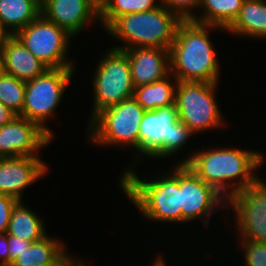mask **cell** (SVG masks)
Returning <instances> with one entry per match:
<instances>
[{
	"instance_id": "6da1fadb",
	"label": "cell",
	"mask_w": 266,
	"mask_h": 266,
	"mask_svg": "<svg viewBox=\"0 0 266 266\" xmlns=\"http://www.w3.org/2000/svg\"><path fill=\"white\" fill-rule=\"evenodd\" d=\"M188 156L178 161L179 164L188 166L227 200L259 177L256 168H260L266 159L259 151L235 147H207Z\"/></svg>"
},
{
	"instance_id": "7a4b0ae2",
	"label": "cell",
	"mask_w": 266,
	"mask_h": 266,
	"mask_svg": "<svg viewBox=\"0 0 266 266\" xmlns=\"http://www.w3.org/2000/svg\"><path fill=\"white\" fill-rule=\"evenodd\" d=\"M225 29L182 20L169 50L170 73L177 81L218 83L220 64L209 36L212 30Z\"/></svg>"
},
{
	"instance_id": "3957f363",
	"label": "cell",
	"mask_w": 266,
	"mask_h": 266,
	"mask_svg": "<svg viewBox=\"0 0 266 266\" xmlns=\"http://www.w3.org/2000/svg\"><path fill=\"white\" fill-rule=\"evenodd\" d=\"M129 166L119 178V188L139 210V214L153 222L181 224L180 164L177 162L171 167L170 174L163 173L159 178L150 180L137 175L135 164Z\"/></svg>"
},
{
	"instance_id": "277c9868",
	"label": "cell",
	"mask_w": 266,
	"mask_h": 266,
	"mask_svg": "<svg viewBox=\"0 0 266 266\" xmlns=\"http://www.w3.org/2000/svg\"><path fill=\"white\" fill-rule=\"evenodd\" d=\"M181 21L161 3L149 11L120 16L106 29V33L124 43L121 46H113L115 49L156 47L170 50Z\"/></svg>"
},
{
	"instance_id": "5b68a950",
	"label": "cell",
	"mask_w": 266,
	"mask_h": 266,
	"mask_svg": "<svg viewBox=\"0 0 266 266\" xmlns=\"http://www.w3.org/2000/svg\"><path fill=\"white\" fill-rule=\"evenodd\" d=\"M192 135L194 133L179 120L175 104L145 111L139 125L138 153L141 155H134V160L139 163L143 156L151 159L175 156Z\"/></svg>"
},
{
	"instance_id": "8992f818",
	"label": "cell",
	"mask_w": 266,
	"mask_h": 266,
	"mask_svg": "<svg viewBox=\"0 0 266 266\" xmlns=\"http://www.w3.org/2000/svg\"><path fill=\"white\" fill-rule=\"evenodd\" d=\"M144 112L133 97L107 107L88 121V139L104 148L133 147L138 152L139 125Z\"/></svg>"
},
{
	"instance_id": "52a82bcc",
	"label": "cell",
	"mask_w": 266,
	"mask_h": 266,
	"mask_svg": "<svg viewBox=\"0 0 266 266\" xmlns=\"http://www.w3.org/2000/svg\"><path fill=\"white\" fill-rule=\"evenodd\" d=\"M92 77L93 100L89 121L101 110L133 97L129 58L123 50L108 48Z\"/></svg>"
},
{
	"instance_id": "ba28073f",
	"label": "cell",
	"mask_w": 266,
	"mask_h": 266,
	"mask_svg": "<svg viewBox=\"0 0 266 266\" xmlns=\"http://www.w3.org/2000/svg\"><path fill=\"white\" fill-rule=\"evenodd\" d=\"M218 83L178 81L175 105L179 120L194 134L226 126L216 100Z\"/></svg>"
},
{
	"instance_id": "9c48e42d",
	"label": "cell",
	"mask_w": 266,
	"mask_h": 266,
	"mask_svg": "<svg viewBox=\"0 0 266 266\" xmlns=\"http://www.w3.org/2000/svg\"><path fill=\"white\" fill-rule=\"evenodd\" d=\"M76 68L47 69L42 75L25 83V96L22 112L19 116L37 123L54 138L52 130L46 125L57 111L66 88Z\"/></svg>"
},
{
	"instance_id": "30bf717a",
	"label": "cell",
	"mask_w": 266,
	"mask_h": 266,
	"mask_svg": "<svg viewBox=\"0 0 266 266\" xmlns=\"http://www.w3.org/2000/svg\"><path fill=\"white\" fill-rule=\"evenodd\" d=\"M15 36L48 69L75 68L68 59L72 36L41 14Z\"/></svg>"
},
{
	"instance_id": "8fae6325",
	"label": "cell",
	"mask_w": 266,
	"mask_h": 266,
	"mask_svg": "<svg viewBox=\"0 0 266 266\" xmlns=\"http://www.w3.org/2000/svg\"><path fill=\"white\" fill-rule=\"evenodd\" d=\"M262 179L258 177L227 200L239 239L266 243V181Z\"/></svg>"
},
{
	"instance_id": "7c38bea8",
	"label": "cell",
	"mask_w": 266,
	"mask_h": 266,
	"mask_svg": "<svg viewBox=\"0 0 266 266\" xmlns=\"http://www.w3.org/2000/svg\"><path fill=\"white\" fill-rule=\"evenodd\" d=\"M180 199L183 224L202 218L206 226L218 209H230L227 199L185 164H180Z\"/></svg>"
},
{
	"instance_id": "4fadbf2b",
	"label": "cell",
	"mask_w": 266,
	"mask_h": 266,
	"mask_svg": "<svg viewBox=\"0 0 266 266\" xmlns=\"http://www.w3.org/2000/svg\"><path fill=\"white\" fill-rule=\"evenodd\" d=\"M52 139L37 123L16 115L0 127V158L39 156V149L51 144Z\"/></svg>"
},
{
	"instance_id": "5bb4252c",
	"label": "cell",
	"mask_w": 266,
	"mask_h": 266,
	"mask_svg": "<svg viewBox=\"0 0 266 266\" xmlns=\"http://www.w3.org/2000/svg\"><path fill=\"white\" fill-rule=\"evenodd\" d=\"M41 15L75 38L93 20L99 22V0H41Z\"/></svg>"
},
{
	"instance_id": "9a60e30c",
	"label": "cell",
	"mask_w": 266,
	"mask_h": 266,
	"mask_svg": "<svg viewBox=\"0 0 266 266\" xmlns=\"http://www.w3.org/2000/svg\"><path fill=\"white\" fill-rule=\"evenodd\" d=\"M48 172V165L39 156L0 158V194L23 201L24 189Z\"/></svg>"
},
{
	"instance_id": "2e32d148",
	"label": "cell",
	"mask_w": 266,
	"mask_h": 266,
	"mask_svg": "<svg viewBox=\"0 0 266 266\" xmlns=\"http://www.w3.org/2000/svg\"><path fill=\"white\" fill-rule=\"evenodd\" d=\"M131 67L135 87L164 79L170 74V53L168 49L139 47L123 50Z\"/></svg>"
},
{
	"instance_id": "e0dca14e",
	"label": "cell",
	"mask_w": 266,
	"mask_h": 266,
	"mask_svg": "<svg viewBox=\"0 0 266 266\" xmlns=\"http://www.w3.org/2000/svg\"><path fill=\"white\" fill-rule=\"evenodd\" d=\"M0 57L2 71L25 83L48 69L15 35L5 38L0 46Z\"/></svg>"
},
{
	"instance_id": "ac0fdd59",
	"label": "cell",
	"mask_w": 266,
	"mask_h": 266,
	"mask_svg": "<svg viewBox=\"0 0 266 266\" xmlns=\"http://www.w3.org/2000/svg\"><path fill=\"white\" fill-rule=\"evenodd\" d=\"M69 255L63 240L46 235L32 242L9 266H61Z\"/></svg>"
},
{
	"instance_id": "d6986e66",
	"label": "cell",
	"mask_w": 266,
	"mask_h": 266,
	"mask_svg": "<svg viewBox=\"0 0 266 266\" xmlns=\"http://www.w3.org/2000/svg\"><path fill=\"white\" fill-rule=\"evenodd\" d=\"M225 32L238 37L266 39V0H245L238 16Z\"/></svg>"
},
{
	"instance_id": "ffe728a7",
	"label": "cell",
	"mask_w": 266,
	"mask_h": 266,
	"mask_svg": "<svg viewBox=\"0 0 266 266\" xmlns=\"http://www.w3.org/2000/svg\"><path fill=\"white\" fill-rule=\"evenodd\" d=\"M41 0H0V26L15 35L41 14Z\"/></svg>"
},
{
	"instance_id": "44dd1931",
	"label": "cell",
	"mask_w": 266,
	"mask_h": 266,
	"mask_svg": "<svg viewBox=\"0 0 266 266\" xmlns=\"http://www.w3.org/2000/svg\"><path fill=\"white\" fill-rule=\"evenodd\" d=\"M23 202L19 201L13 208L6 234L32 243L46 236L47 229L38 213Z\"/></svg>"
},
{
	"instance_id": "7402d4cb",
	"label": "cell",
	"mask_w": 266,
	"mask_h": 266,
	"mask_svg": "<svg viewBox=\"0 0 266 266\" xmlns=\"http://www.w3.org/2000/svg\"><path fill=\"white\" fill-rule=\"evenodd\" d=\"M174 79L175 81H173ZM177 82L176 78L170 73L162 80L135 87L133 98L145 111L171 106L175 104Z\"/></svg>"
},
{
	"instance_id": "603a6c76",
	"label": "cell",
	"mask_w": 266,
	"mask_h": 266,
	"mask_svg": "<svg viewBox=\"0 0 266 266\" xmlns=\"http://www.w3.org/2000/svg\"><path fill=\"white\" fill-rule=\"evenodd\" d=\"M245 0H201L199 13L191 19L200 24H207L227 29L238 16Z\"/></svg>"
},
{
	"instance_id": "cb8c5ba5",
	"label": "cell",
	"mask_w": 266,
	"mask_h": 266,
	"mask_svg": "<svg viewBox=\"0 0 266 266\" xmlns=\"http://www.w3.org/2000/svg\"><path fill=\"white\" fill-rule=\"evenodd\" d=\"M158 1V2H157ZM162 0H99V22L107 29L117 18L128 13L157 8Z\"/></svg>"
},
{
	"instance_id": "d4e9b609",
	"label": "cell",
	"mask_w": 266,
	"mask_h": 266,
	"mask_svg": "<svg viewBox=\"0 0 266 266\" xmlns=\"http://www.w3.org/2000/svg\"><path fill=\"white\" fill-rule=\"evenodd\" d=\"M25 82L18 80L16 77L0 72V102L20 115L24 105Z\"/></svg>"
},
{
	"instance_id": "484cf974",
	"label": "cell",
	"mask_w": 266,
	"mask_h": 266,
	"mask_svg": "<svg viewBox=\"0 0 266 266\" xmlns=\"http://www.w3.org/2000/svg\"><path fill=\"white\" fill-rule=\"evenodd\" d=\"M239 245L243 250L245 266H266V243L240 239Z\"/></svg>"
},
{
	"instance_id": "4316f807",
	"label": "cell",
	"mask_w": 266,
	"mask_h": 266,
	"mask_svg": "<svg viewBox=\"0 0 266 266\" xmlns=\"http://www.w3.org/2000/svg\"><path fill=\"white\" fill-rule=\"evenodd\" d=\"M161 2L181 20H191L196 15V9L198 12L201 0H162Z\"/></svg>"
},
{
	"instance_id": "83f0119b",
	"label": "cell",
	"mask_w": 266,
	"mask_h": 266,
	"mask_svg": "<svg viewBox=\"0 0 266 266\" xmlns=\"http://www.w3.org/2000/svg\"><path fill=\"white\" fill-rule=\"evenodd\" d=\"M18 202L14 197L0 194V233H7L12 210Z\"/></svg>"
},
{
	"instance_id": "f1b7e54d",
	"label": "cell",
	"mask_w": 266,
	"mask_h": 266,
	"mask_svg": "<svg viewBox=\"0 0 266 266\" xmlns=\"http://www.w3.org/2000/svg\"><path fill=\"white\" fill-rule=\"evenodd\" d=\"M31 242L25 241L18 237L8 236V250L10 255V264L13 260L21 256V254L29 248Z\"/></svg>"
},
{
	"instance_id": "f546056e",
	"label": "cell",
	"mask_w": 266,
	"mask_h": 266,
	"mask_svg": "<svg viewBox=\"0 0 266 266\" xmlns=\"http://www.w3.org/2000/svg\"><path fill=\"white\" fill-rule=\"evenodd\" d=\"M10 265V255L8 250V235L0 233V266Z\"/></svg>"
},
{
	"instance_id": "4dcf8cb0",
	"label": "cell",
	"mask_w": 266,
	"mask_h": 266,
	"mask_svg": "<svg viewBox=\"0 0 266 266\" xmlns=\"http://www.w3.org/2000/svg\"><path fill=\"white\" fill-rule=\"evenodd\" d=\"M16 114L0 102V127L8 124Z\"/></svg>"
},
{
	"instance_id": "1f68e13d",
	"label": "cell",
	"mask_w": 266,
	"mask_h": 266,
	"mask_svg": "<svg viewBox=\"0 0 266 266\" xmlns=\"http://www.w3.org/2000/svg\"><path fill=\"white\" fill-rule=\"evenodd\" d=\"M71 256V254L61 263V266H88L84 261Z\"/></svg>"
},
{
	"instance_id": "d6a6232c",
	"label": "cell",
	"mask_w": 266,
	"mask_h": 266,
	"mask_svg": "<svg viewBox=\"0 0 266 266\" xmlns=\"http://www.w3.org/2000/svg\"><path fill=\"white\" fill-rule=\"evenodd\" d=\"M165 258L162 257V255L156 257L152 263L151 266H167V263L164 260Z\"/></svg>"
},
{
	"instance_id": "836d02e7",
	"label": "cell",
	"mask_w": 266,
	"mask_h": 266,
	"mask_svg": "<svg viewBox=\"0 0 266 266\" xmlns=\"http://www.w3.org/2000/svg\"><path fill=\"white\" fill-rule=\"evenodd\" d=\"M7 36H8L7 33L0 26V46L3 44Z\"/></svg>"
},
{
	"instance_id": "e575fe53",
	"label": "cell",
	"mask_w": 266,
	"mask_h": 266,
	"mask_svg": "<svg viewBox=\"0 0 266 266\" xmlns=\"http://www.w3.org/2000/svg\"><path fill=\"white\" fill-rule=\"evenodd\" d=\"M2 71V67H1V57H0V72Z\"/></svg>"
}]
</instances>
